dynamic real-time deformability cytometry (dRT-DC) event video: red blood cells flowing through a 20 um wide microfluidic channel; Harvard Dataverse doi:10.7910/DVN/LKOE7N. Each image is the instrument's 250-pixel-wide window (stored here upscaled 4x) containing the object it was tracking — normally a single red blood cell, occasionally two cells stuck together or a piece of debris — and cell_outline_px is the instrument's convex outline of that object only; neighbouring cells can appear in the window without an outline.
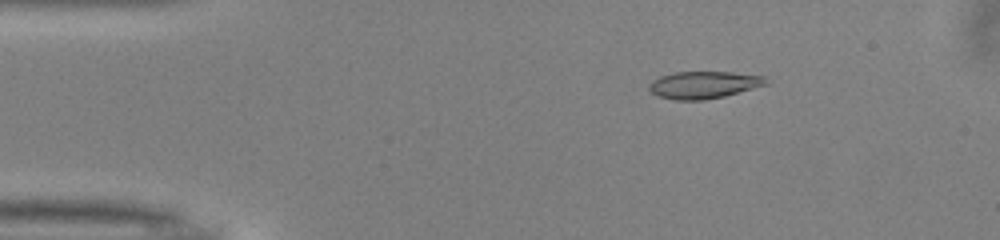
{"species": "common noctule bat (a hibernating species)", "species_latin": "Nyctalus noctula", "temperature_condition": "warm", "stored_images_in_passage": 42, "camera_frame_rate_fps": 3000, "um_per_image_px": 0.085, "animal": {"sex": "male", "body_mass_g": 13.0, "forearm_length_mm": 53.1}, "frame": {"image": 1, "passage_image": 2, "time_ms": 0.333, "image_size_px": [1000, 240], "cell_outline_px": [[768, 84], [724, 96], [704, 100], [672, 100], [660, 96], [652, 92], [648, 88], [648, 84], [652, 80], [660, 76], [676, 72], [732, 72], [764, 76]], "centroid_in_image_um": [59.79, 7.21], "position_along_channel_um": 25.2, "area_um2": 18.44}}
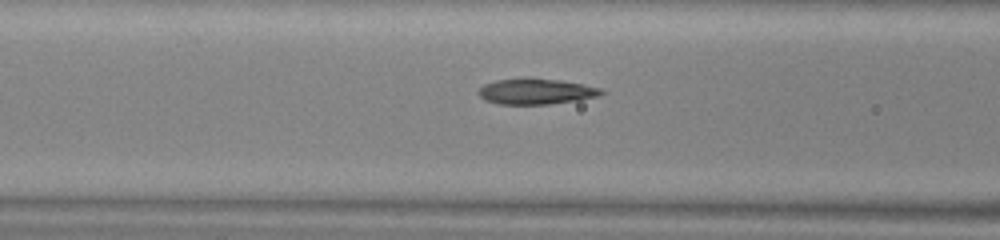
{"frame": {"image": 2, "passage_image": 14, "time_ms": 4.333, "image_size_px": [1000, 240], "cell_outline_px": [[608, 92], [600, 96], [576, 100], [548, 104], [500, 104], [484, 100], [476, 92], [484, 84], [496, 80], [528, 76], [560, 80], [584, 84], [600, 88]], "centroid_in_image_um": [45.57, 7.74], "position_along_channel_um": 121.0, "area_um2": 18.84}}
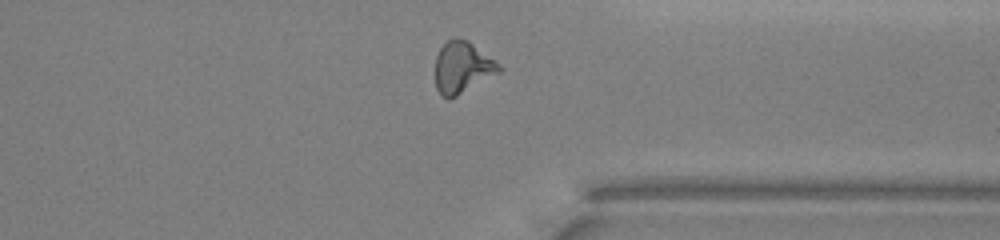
{"frame": {"image": 3, "passage_image": 33, "time_ms": 10.667, "image_size_px": [1000, 240], "cell_outline_px": [[504, 68], [500, 72], [456, 96], [448, 100], [440, 96], [436, 88], [436, 56], [440, 48], [452, 36], [456, 36], [468, 40], [500, 64]], "centroid_in_image_um": [39.29, 5.72], "position_along_channel_um": 372.1, "area_um2": 19.31}, "authors_computed_cell_mechanics": {"area_um2": 18.3515, "velocity_mm_per_s": 4.0186, "shape_relaxation_time_tau1_ms": 6.3822, "shape_relaxation_time_tau2_ms": 1.8368, "deformation_change_tau1": 0.215, "deformation_change_tau2": 0.1121}}